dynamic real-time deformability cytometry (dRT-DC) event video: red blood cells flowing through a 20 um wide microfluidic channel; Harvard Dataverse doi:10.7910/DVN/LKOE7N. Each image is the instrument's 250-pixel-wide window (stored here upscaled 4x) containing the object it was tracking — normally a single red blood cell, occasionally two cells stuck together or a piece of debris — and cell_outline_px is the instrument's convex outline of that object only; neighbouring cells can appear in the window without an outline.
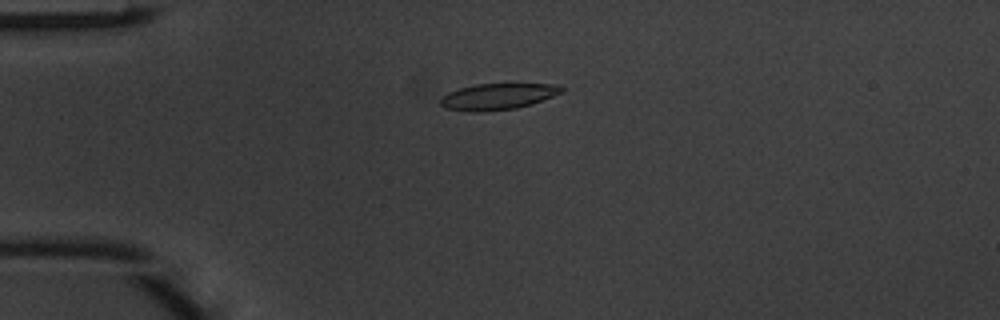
{"species": "common noctule bat (a hibernating species)", "species_latin": "Nyctalus noctula", "temperature_condition": "warm", "stored_images_in_passage": 40, "camera_frame_rate_fps": 3000, "um_per_image_px": 0.085, "animal": {"sex": "male", "body_mass_g": 20.1, "forearm_length_mm": 53.5}, "frame": {"image": 1, "passage_image": 3, "time_ms": 0.667, "image_size_px": [1000, 320], "cell_outline_px": [[564, 92], [516, 108], [484, 112], [472, 112], [444, 108], [440, 104], [440, 100], [448, 92], [460, 88], [476, 84], [560, 84], [564, 88]], "centroid_in_image_um": [42.3, 8.2], "position_along_channel_um": 42.7, "area_um2": 18.38}}
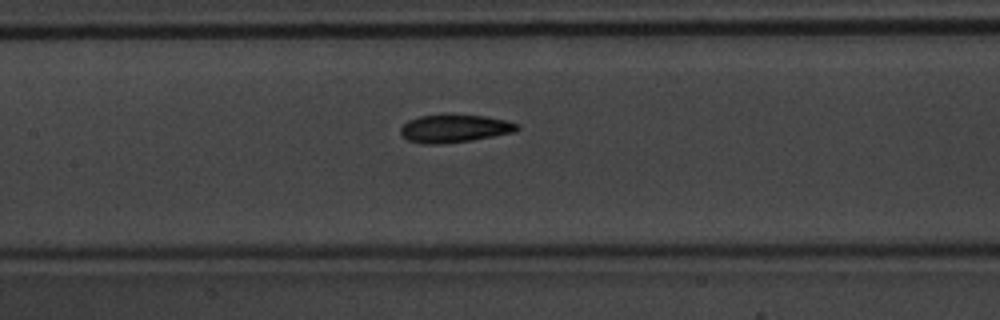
{"frame": {"image": 2, "passage_image": 14, "time_ms": 4.333, "image_size_px": [1000, 320], "cell_outline_px": [[520, 128], [512, 132], [472, 140], [440, 144], [424, 144], [408, 140], [400, 132], [400, 128], [408, 120], [420, 116], [452, 112], [484, 116], [504, 120], [520, 124]], "centroid_in_image_um": [38.61, 10.88], "position_along_channel_um": 168.8, "area_um2": 19.31}}
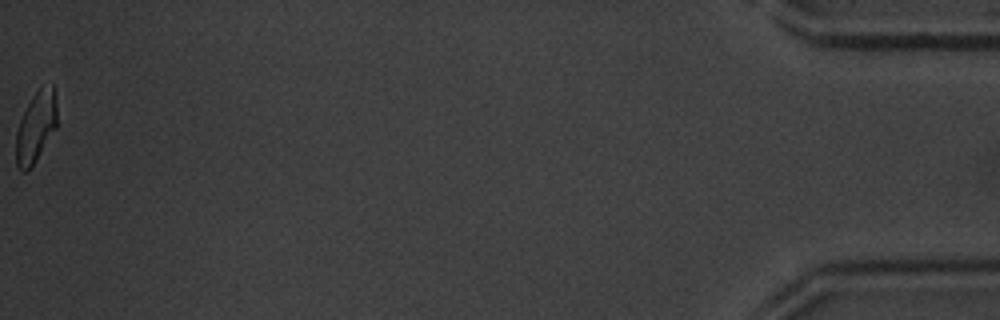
{"frame": {"image": 3, "passage_image": 40, "time_ms": 13.0, "image_size_px": [1000, 320], "cell_outline_px": [[56, 128], [36, 160], [28, 172], [20, 172], [16, 164], [16, 132], [20, 120], [32, 96], [40, 88], [52, 84], [56, 100]], "centroid_in_image_um": [3.03, 10.84], "position_along_channel_um": 432.2, "area_um2": 16.76}, "authors_computed_cell_mechanics": {"area_um2": 18.6405, "velocity_mm_per_s": 4.1279, "shape_relaxation_time_tau1_ms": 2.9261, "shape_relaxation_time_tau2_ms": 1.3326, "deformation_change_tau1": 0.1447, "deformation_change_tau2": 0.0653}}